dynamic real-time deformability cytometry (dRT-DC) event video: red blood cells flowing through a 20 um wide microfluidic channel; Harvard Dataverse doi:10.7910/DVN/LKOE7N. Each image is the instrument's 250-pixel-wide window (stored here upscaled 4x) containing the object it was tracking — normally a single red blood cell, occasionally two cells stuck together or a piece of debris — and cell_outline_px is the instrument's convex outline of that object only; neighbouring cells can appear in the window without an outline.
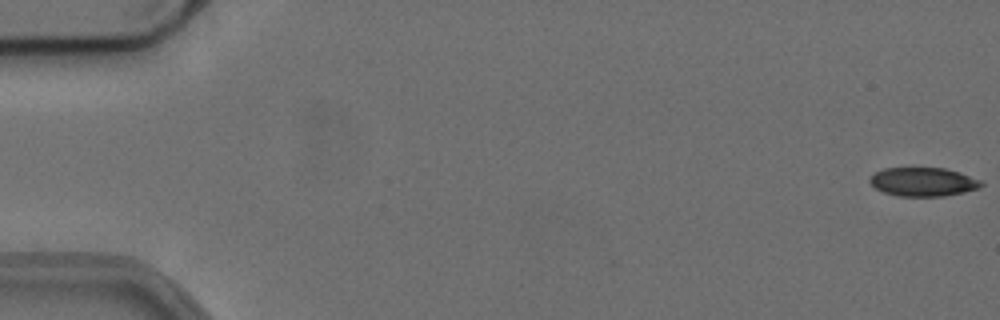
{"species": "common noctule bat (a hibernating species)", "species_latin": "Nyctalus noctula", "temperature_condition": "cold", "stored_images_in_passage": 24, "camera_frame_rate_fps": 3000, "um_per_image_px": 0.085, "animal": {"sex": "female", "body_mass_g": 24.6, "forearm_length_mm": 56.2}, "frame": {"image": 1, "passage_image": 1, "time_ms": 0.0, "image_size_px": [1000, 320], "cell_outline_px": [[984, 184], [980, 188], [964, 192], [944, 196], [896, 196], [884, 192], [876, 188], [868, 180], [876, 172], [884, 168], [944, 168], [960, 172], [980, 180]], "centroid_in_image_um": [78.49, 15.46], "position_along_channel_um": 6.5, "area_um2": 18.61}}
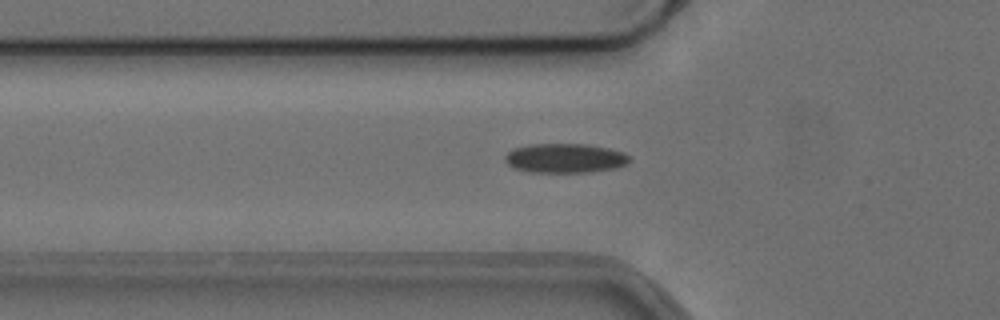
{"frame": {"image": 2, "passage_image": 19, "time_ms": 6.0, "image_size_px": [1000, 320], "cell_outline_px": [[632, 160], [628, 164], [616, 168], [588, 172], [528, 172], [512, 168], [504, 160], [504, 156], [512, 148], [528, 144], [588, 144], [608, 148], [624, 152], [632, 156]], "centroid_in_image_um": [48.04, 13.44], "position_along_channel_um": 77.8, "area_um2": 21.73}}
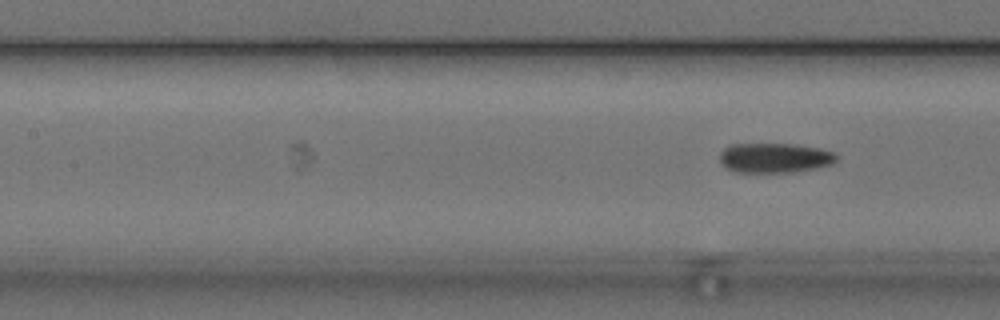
{"frame": {"image": 3, "passage_image": 24, "time_ms": 7.667, "image_size_px": [1000, 320], "cell_outline_px": [[836, 160], [832, 164], [792, 172], [736, 172], [724, 168], [720, 164], [720, 152], [724, 148], [732, 144], [796, 144], [820, 148], [832, 152], [836, 156]], "centroid_in_image_um": [65.78, 13.41], "position_along_channel_um": 141.6, "area_um2": 20.23}}